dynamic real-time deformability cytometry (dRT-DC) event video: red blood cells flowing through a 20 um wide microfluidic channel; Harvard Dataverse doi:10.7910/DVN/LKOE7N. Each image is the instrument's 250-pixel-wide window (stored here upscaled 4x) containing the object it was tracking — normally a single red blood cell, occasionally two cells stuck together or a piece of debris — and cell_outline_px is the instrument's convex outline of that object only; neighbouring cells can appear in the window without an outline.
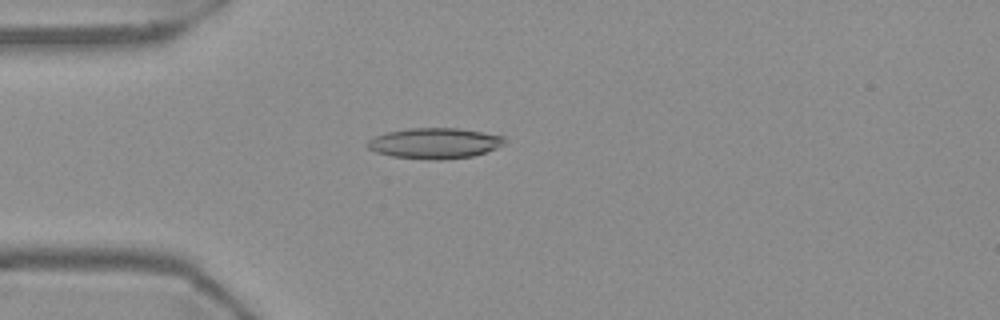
{"species": "Egyptian fruit bat (a non-hibernating species)", "species_latin": "Rousettus aegyptiacus", "temperature_condition": "warm", "stored_images_in_passage": 44, "camera_frame_rate_fps": 3000, "um_per_image_px": 0.085, "frame": {"image": 1, "passage_image": 4, "time_ms": 1.0, "image_size_px": [1000, 320], "cell_outline_px": [[504, 144], [496, 148], [472, 156], [444, 160], [432, 160], [392, 156], [376, 152], [368, 148], [364, 144], [368, 140], [376, 136], [388, 132], [408, 128], [456, 128], [504, 136]], "centroid_in_image_um": [36.91, 12.18], "position_along_channel_um": 48.1, "area_um2": 24.33}}
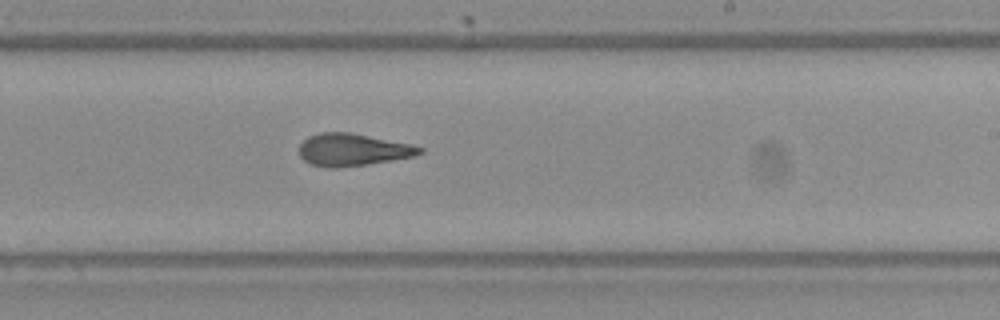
{"frame": {"image": 2, "passage_image": 22, "time_ms": 7.0, "image_size_px": [1000, 320], "cell_outline_px": [[424, 152], [416, 156], [368, 164], [340, 168], [324, 168], [308, 164], [300, 156], [300, 144], [308, 136], [320, 132], [352, 132], [412, 144], [424, 148]], "centroid_in_image_um": [29.99, 12.73], "position_along_channel_um": 259.0, "area_um2": 23.12}}
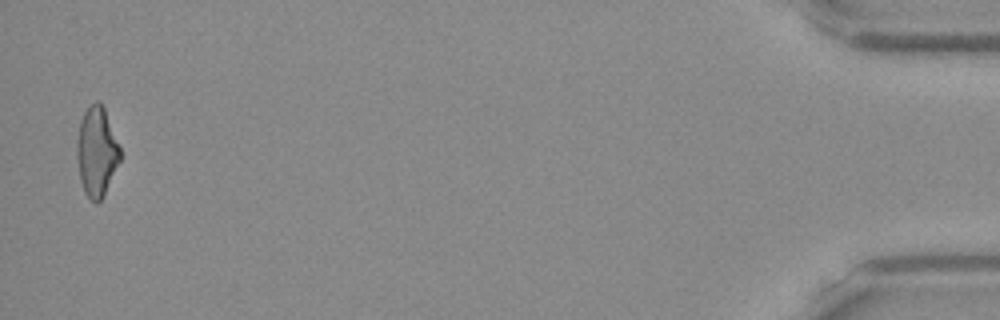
{"frame": {"image": 3, "passage_image": 43, "time_ms": 14.0, "image_size_px": [1000, 320], "cell_outline_px": [[120, 160], [100, 200], [96, 204], [84, 192], [80, 180], [76, 156], [76, 144], [80, 120], [84, 112], [96, 100], [104, 108], [120, 148]], "centroid_in_image_um": [8.19, 12.88], "position_along_channel_um": 427.0, "area_um2": 22.08}, "authors_computed_cell_mechanics": {"area_um2": 22.9177, "velocity_mm_per_s": 3.7154, "shape_relaxation_time_tau1_ms": null, "shape_relaxation_time_tau2_ms": 4.5653, "deformation_change_tau1": null, "deformation_change_tau2": 0.1416}}